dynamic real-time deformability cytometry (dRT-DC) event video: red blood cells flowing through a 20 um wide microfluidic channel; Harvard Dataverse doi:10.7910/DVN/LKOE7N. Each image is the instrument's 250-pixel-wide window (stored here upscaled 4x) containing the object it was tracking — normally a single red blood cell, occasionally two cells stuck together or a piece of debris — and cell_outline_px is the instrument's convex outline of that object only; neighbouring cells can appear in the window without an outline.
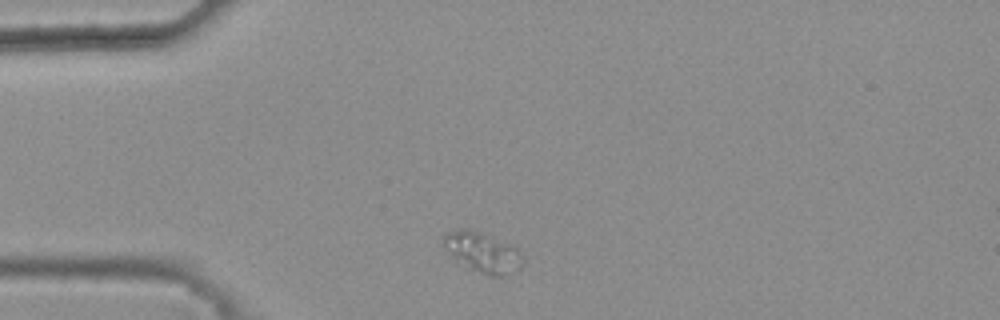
{"species": "common noctule bat (a hibernating species)", "species_latin": "Nyctalus noctula", "temperature_condition": "warm", "stored_images_in_passage": 4, "camera_frame_rate_fps": 3000, "um_per_image_px": 0.085, "animal": {"sex": "female", "body_mass_g": 25.1}, "frame": {"image": 1, "passage_image": 1, "time_ms": 0.0, "image_size_px": [1000, 320], "cell_outline_px": [[524, 264], [504, 276], [488, 276], [468, 268], [452, 260], [440, 244], [444, 232], [464, 228], [468, 228], [480, 232], [512, 244], [524, 256]], "centroid_in_image_um": [40.94, 21.44], "position_along_channel_um": 44.1, "area_um2": 19.25}}
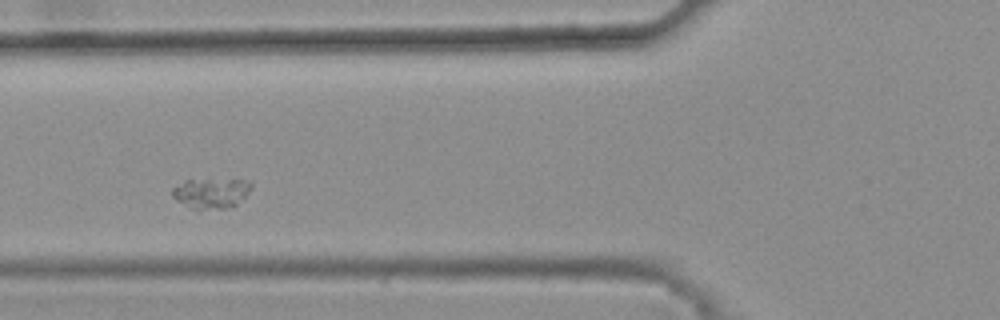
{"frame": {"image": 2, "passage_image": 3, "time_ms": 0.667, "image_size_px": [1000, 320], "cell_outline_px": [[252, 188], [236, 204], [224, 208], [196, 212], [188, 208], [176, 200], [172, 196], [172, 188], [184, 180], [252, 180]], "centroid_in_image_um": [17.9, 16.45], "position_along_channel_um": 107.9, "area_um2": 14.16}}
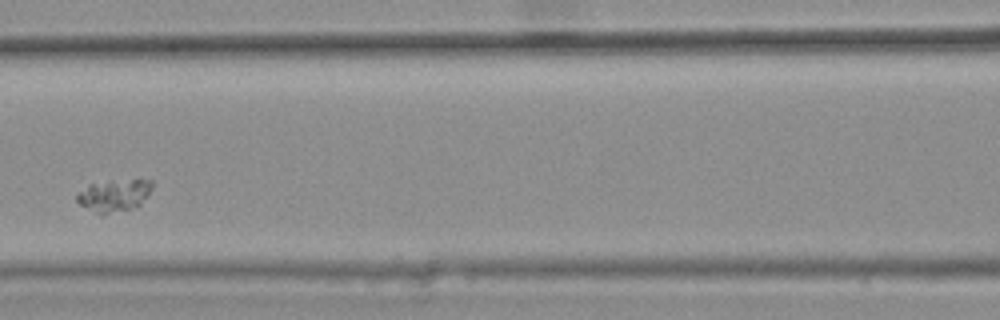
{"frame": {"image": 3, "passage_image": 4, "time_ms": 1.0, "image_size_px": [1000, 320], "cell_outline_px": [[152, 188], [148, 196], [140, 204], [104, 216], [80, 204], [76, 200], [76, 196], [88, 184], [112, 180], [140, 176], [152, 180]], "centroid_in_image_um": [9.77, 16.54], "position_along_channel_um": 156.8, "area_um2": 14.51}}